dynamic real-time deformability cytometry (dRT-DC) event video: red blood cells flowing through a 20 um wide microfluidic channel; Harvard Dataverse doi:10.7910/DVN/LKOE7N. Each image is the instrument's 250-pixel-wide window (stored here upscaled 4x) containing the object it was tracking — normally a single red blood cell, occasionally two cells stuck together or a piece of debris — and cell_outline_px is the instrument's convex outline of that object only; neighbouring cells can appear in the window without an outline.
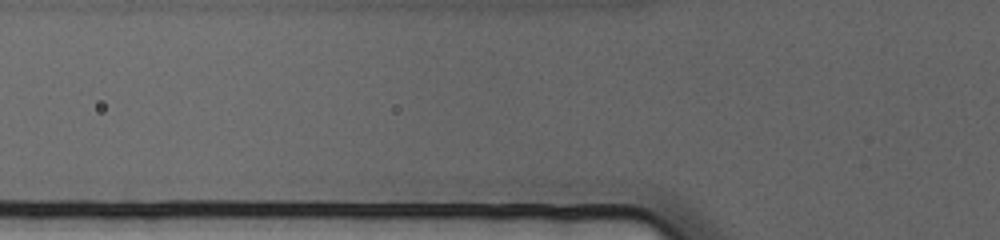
{"species": "human", "species_latin": "Homo sapiens", "temperature_condition": "cold", "stored_images_in_passage": 3, "camera_frame_rate_fps": 3000, "um_per_image_px": 0.085, "donor": {"sex": "female"}, "frame": {"image": 1, "passage_image": 2, "time_ms": 0.333, "image_size_px": [1000, 240], "cell_outline_px": [[636, 208], [484, 208], [420, 184], [428, 180], [560, 180], [612, 184]], "centroid_in_image_um": [45.29, 16.47], "position_along_channel_um": 80.5, "area_um2": 34.51}}